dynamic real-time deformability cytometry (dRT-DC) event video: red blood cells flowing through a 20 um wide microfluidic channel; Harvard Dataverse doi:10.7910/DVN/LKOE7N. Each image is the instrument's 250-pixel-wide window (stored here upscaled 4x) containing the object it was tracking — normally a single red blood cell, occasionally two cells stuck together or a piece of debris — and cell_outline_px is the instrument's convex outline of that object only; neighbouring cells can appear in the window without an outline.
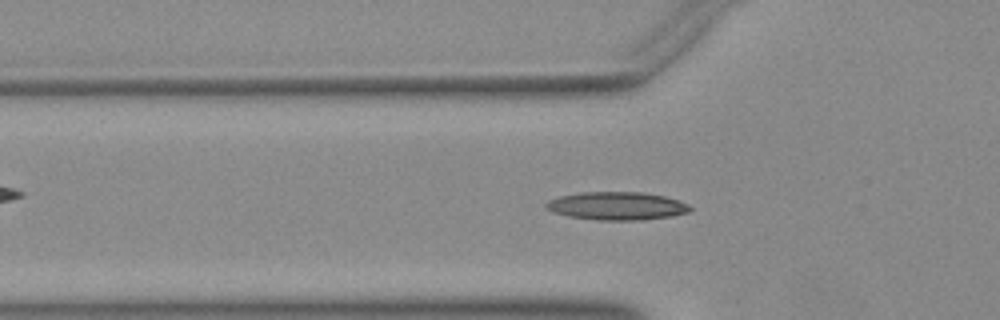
{"species": "Egyptian fruit bat (a non-hibernating species)", "species_latin": "Rousettus aegyptiacus", "temperature_condition": "warm", "stored_images_in_passage": 47, "camera_frame_rate_fps": 3000, "um_per_image_px": 0.085, "animal": {"sex": "female"}, "frame": {"image": 1, "passage_image": 17, "time_ms": 5.333, "image_size_px": [1000, 320], "cell_outline_px": [[692, 208], [688, 212], [672, 216], [640, 220], [596, 220], [568, 216], [552, 212], [544, 204], [548, 200], [560, 196], [580, 192], [644, 192], [664, 196], [688, 204]], "centroid_in_image_um": [52.41, 17.5], "position_along_channel_um": 73.4, "area_um2": 23.52}}
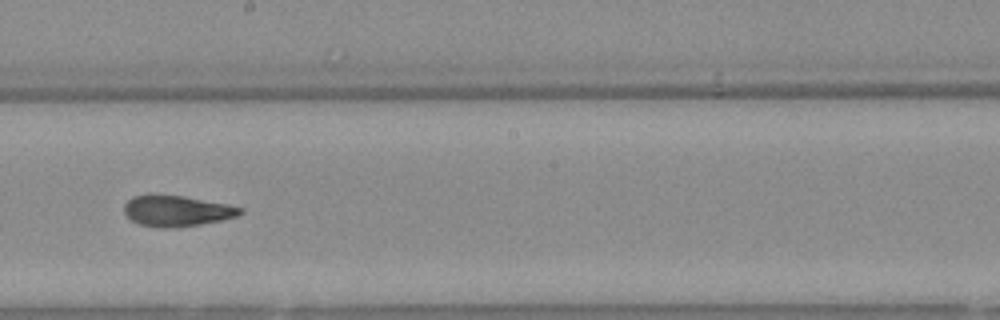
{"frame": {"image": 2, "passage_image": 29, "time_ms": 9.333, "image_size_px": [1000, 320], "cell_outline_px": [[244, 212], [236, 216], [220, 220], [200, 224], [164, 228], [160, 228], [140, 224], [132, 220], [124, 212], [124, 204], [132, 196], [148, 192], [156, 192], [180, 196], [224, 204], [244, 208]], "centroid_in_image_um": [14.94, 17.89], "position_along_channel_um": 233.3, "area_um2": 20.92}}
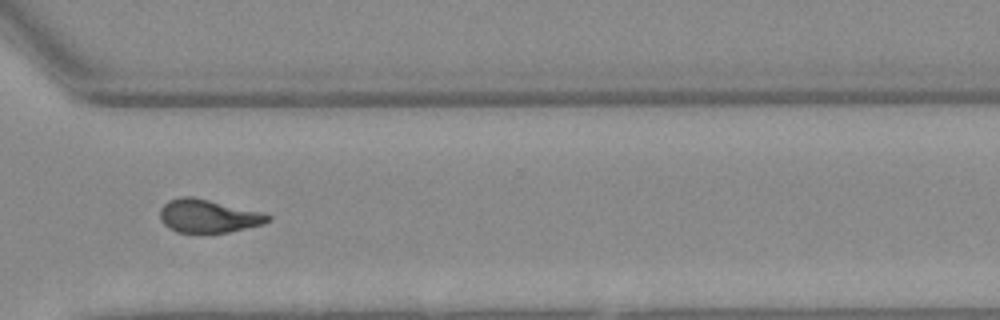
{"frame": {"image": 3, "passage_image": 38, "time_ms": 12.333, "image_size_px": [1000, 320], "cell_outline_px": [[272, 220], [264, 224], [228, 232], [176, 232], [168, 228], [160, 220], [160, 208], [168, 200], [180, 196], [192, 196], [260, 212], [272, 216]], "centroid_in_image_um": [17.67, 18.36], "position_along_channel_um": 352.9, "area_um2": 20.81}}